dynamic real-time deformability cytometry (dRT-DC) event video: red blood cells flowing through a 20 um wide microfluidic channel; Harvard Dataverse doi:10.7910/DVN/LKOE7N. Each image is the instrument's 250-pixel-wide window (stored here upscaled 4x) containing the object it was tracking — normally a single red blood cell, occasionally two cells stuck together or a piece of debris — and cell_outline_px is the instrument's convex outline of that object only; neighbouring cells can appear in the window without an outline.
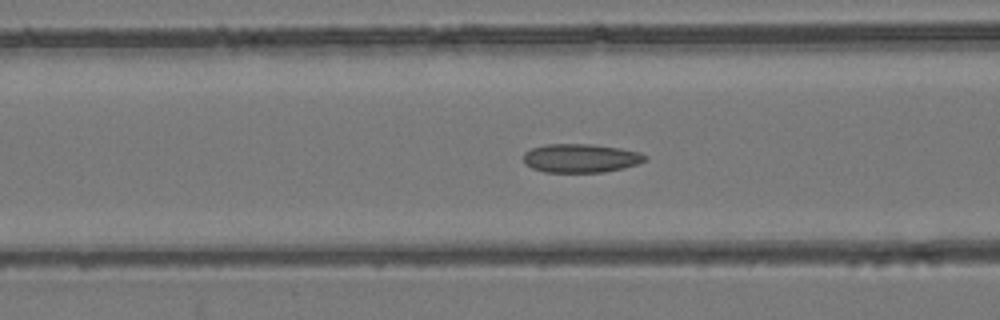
{"species": "common noctule bat (a hibernating species)", "species_latin": "Nyctalus noctula", "temperature_condition": "room temperature", "stored_images_in_passage": 53, "camera_frame_rate_fps": 3000, "um_per_image_px": 0.085, "animal": {"sex": "female", "body_mass_g": 24.6, "forearm_length_mm": 56.2}, "frame": {"image": 1, "passage_image": 21, "time_ms": 6.667, "image_size_px": [1000, 320], "cell_outline_px": [[648, 160], [624, 168], [604, 172], [544, 172], [532, 168], [524, 164], [524, 152], [532, 148], [548, 144], [588, 144], [620, 148], [640, 152], [648, 156]], "centroid_in_image_um": [49.38, 13.45], "position_along_channel_um": 117.2, "area_um2": 20.4}}
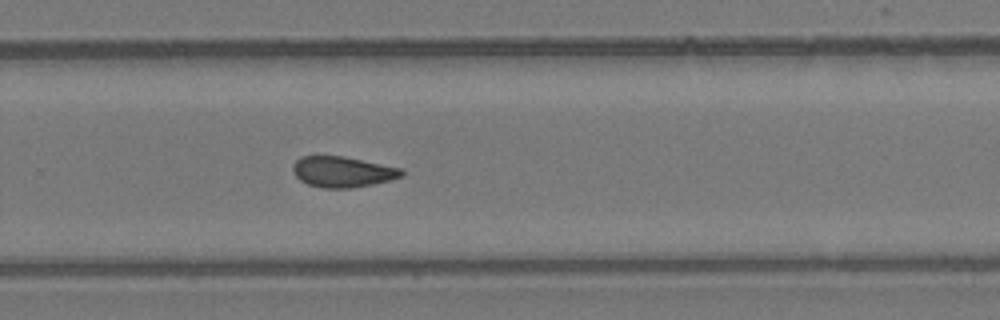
{"frame": {"image": 2, "passage_image": 35, "time_ms": 11.333, "image_size_px": [1000, 320], "cell_outline_px": [[404, 176], [392, 180], [352, 188], [324, 188], [308, 184], [300, 180], [296, 176], [292, 168], [292, 164], [300, 156], [344, 156], [404, 168]], "centroid_in_image_um": [29.16, 14.6], "position_along_channel_um": 300.6, "area_um2": 19.71}}
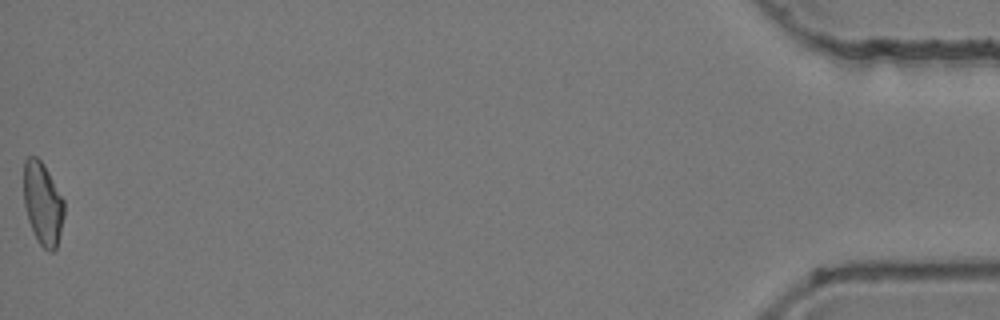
{"frame": {"image": 3, "passage_image": 53, "time_ms": 17.333, "image_size_px": [1000, 320], "cell_outline_px": [[64, 216], [56, 248], [52, 252], [48, 252], [40, 244], [28, 220], [24, 204], [24, 160], [28, 156], [36, 156], [44, 164], [64, 200]], "centroid_in_image_um": [3.63, 17.28], "position_along_channel_um": 431.6, "area_um2": 19.36}, "authors_computed_cell_mechanics": {"area_um2": 19.8832, "velocity_mm_per_s": 3.9323, "shape_relaxation_time_tau1_ms": null, "shape_relaxation_time_tau2_ms": 7.1964, "deformation_change_tau1": null, "deformation_change_tau2": 0.1419}}